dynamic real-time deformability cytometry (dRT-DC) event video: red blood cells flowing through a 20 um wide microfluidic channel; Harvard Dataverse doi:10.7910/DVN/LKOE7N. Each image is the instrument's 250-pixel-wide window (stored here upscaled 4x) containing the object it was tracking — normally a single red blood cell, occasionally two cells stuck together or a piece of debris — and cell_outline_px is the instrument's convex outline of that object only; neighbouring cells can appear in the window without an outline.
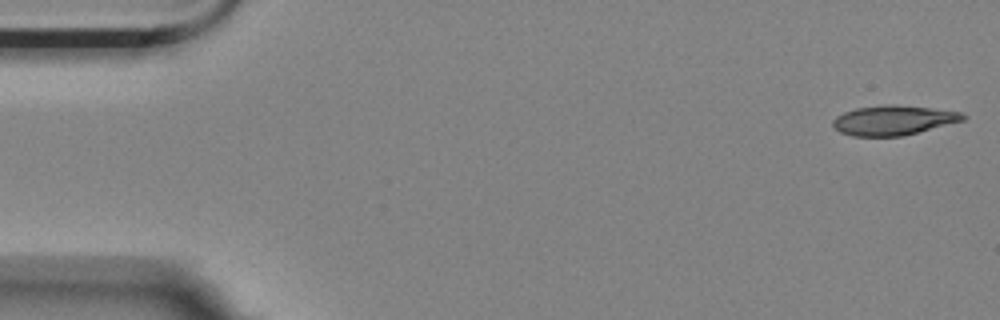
{"species": "Egyptian fruit bat (a non-hibernating species)", "species_latin": "Rousettus aegyptiacus", "temperature_condition": "room temperature", "stored_images_in_passage": 56, "camera_frame_rate_fps": 3000, "um_per_image_px": 0.085, "animal": {"sex": "female"}, "frame": {"image": 1, "passage_image": 1, "time_ms": 0.0, "image_size_px": [1000, 320], "cell_outline_px": [[968, 116], [964, 120], [904, 136], [852, 136], [840, 132], [832, 124], [832, 120], [836, 116], [844, 112], [856, 108], [892, 104], [928, 108], [960, 112]], "centroid_in_image_um": [75.92, 10.23], "position_along_channel_um": 9.1, "area_um2": 22.31}}
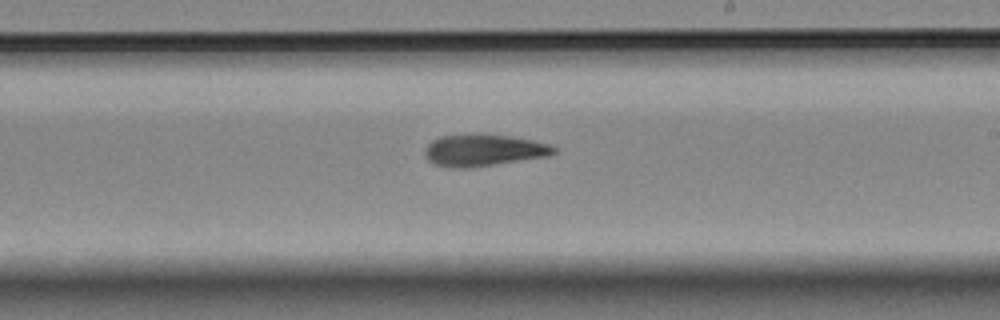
{"frame": {"image": 2, "passage_image": 32, "time_ms": 10.333, "image_size_px": [1000, 320], "cell_outline_px": [[556, 152], [548, 156], [468, 168], [452, 168], [432, 164], [428, 160], [424, 152], [428, 144], [432, 140], [440, 136], [472, 132], [476, 132], [508, 136], [532, 140], [552, 144], [556, 148]], "centroid_in_image_um": [41.07, 12.75], "position_along_channel_um": 247.9, "area_um2": 24.33}}
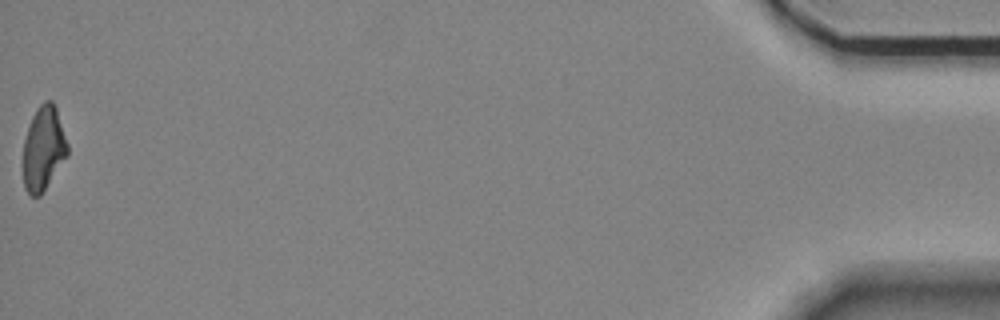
{"frame": {"image": 3, "passage_image": 56, "time_ms": 18.333, "image_size_px": [1000, 320], "cell_outline_px": [[68, 156], [40, 196], [32, 196], [24, 188], [24, 140], [32, 116], [36, 108], [44, 100], [52, 100], [56, 108], [68, 144]], "centroid_in_image_um": [3.71, 12.61], "position_along_channel_um": 431.5, "area_um2": 21.68}, "authors_computed_cell_mechanics": {"area_um2": 23.3801, "velocity_mm_per_s": 3.5216, "shape_relaxation_time_tau1_ms": 6.1151, "shape_relaxation_time_tau2_ms": 5.9508, "deformation_change_tau1": 0.1983, "deformation_change_tau2": 0.1587}}